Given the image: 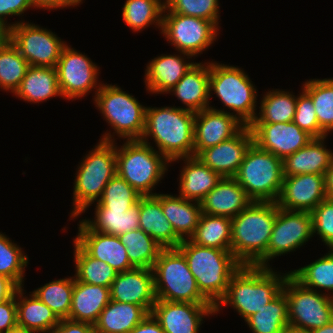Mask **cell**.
Listing matches in <instances>:
<instances>
[{"label":"cell","instance_id":"cell-1","mask_svg":"<svg viewBox=\"0 0 333 333\" xmlns=\"http://www.w3.org/2000/svg\"><path fill=\"white\" fill-rule=\"evenodd\" d=\"M289 274L290 271L284 274L271 267L242 265L231 277L224 297L215 306V314L222 307L231 306L245 321L282 291Z\"/></svg>","mask_w":333,"mask_h":333},{"label":"cell","instance_id":"cell-2","mask_svg":"<svg viewBox=\"0 0 333 333\" xmlns=\"http://www.w3.org/2000/svg\"><path fill=\"white\" fill-rule=\"evenodd\" d=\"M195 114L181 106L146 108L145 129L141 141L149 138L170 163L178 158L193 157Z\"/></svg>","mask_w":333,"mask_h":333},{"label":"cell","instance_id":"cell-3","mask_svg":"<svg viewBox=\"0 0 333 333\" xmlns=\"http://www.w3.org/2000/svg\"><path fill=\"white\" fill-rule=\"evenodd\" d=\"M276 214V202L252 201L231 219V252L242 265L254 266L267 253Z\"/></svg>","mask_w":333,"mask_h":333},{"label":"cell","instance_id":"cell-4","mask_svg":"<svg viewBox=\"0 0 333 333\" xmlns=\"http://www.w3.org/2000/svg\"><path fill=\"white\" fill-rule=\"evenodd\" d=\"M177 248L184 254L199 291L215 307L242 264L231 250L202 247L189 239L183 240Z\"/></svg>","mask_w":333,"mask_h":333},{"label":"cell","instance_id":"cell-5","mask_svg":"<svg viewBox=\"0 0 333 333\" xmlns=\"http://www.w3.org/2000/svg\"><path fill=\"white\" fill-rule=\"evenodd\" d=\"M209 75V99L213 93L216 94L225 109L230 111L217 109L212 105L209 108L227 112L245 126H250L257 114L258 90L248 74L238 66L209 61Z\"/></svg>","mask_w":333,"mask_h":333},{"label":"cell","instance_id":"cell-6","mask_svg":"<svg viewBox=\"0 0 333 333\" xmlns=\"http://www.w3.org/2000/svg\"><path fill=\"white\" fill-rule=\"evenodd\" d=\"M73 183V220L98 201L104 188L117 173L115 142L101 141L83 157Z\"/></svg>","mask_w":333,"mask_h":333},{"label":"cell","instance_id":"cell-7","mask_svg":"<svg viewBox=\"0 0 333 333\" xmlns=\"http://www.w3.org/2000/svg\"><path fill=\"white\" fill-rule=\"evenodd\" d=\"M94 104L111 127L99 140L115 142L114 136L124 140H140L145 129L146 108L135 96L128 94L117 84L102 83L93 96ZM113 138V139H112Z\"/></svg>","mask_w":333,"mask_h":333},{"label":"cell","instance_id":"cell-8","mask_svg":"<svg viewBox=\"0 0 333 333\" xmlns=\"http://www.w3.org/2000/svg\"><path fill=\"white\" fill-rule=\"evenodd\" d=\"M123 143L117 146L115 141L117 174L141 196H154L155 186L162 183L171 163L152 144L141 140Z\"/></svg>","mask_w":333,"mask_h":333},{"label":"cell","instance_id":"cell-9","mask_svg":"<svg viewBox=\"0 0 333 333\" xmlns=\"http://www.w3.org/2000/svg\"><path fill=\"white\" fill-rule=\"evenodd\" d=\"M283 177L282 160L253 142L233 178L252 201L277 202Z\"/></svg>","mask_w":333,"mask_h":333},{"label":"cell","instance_id":"cell-10","mask_svg":"<svg viewBox=\"0 0 333 333\" xmlns=\"http://www.w3.org/2000/svg\"><path fill=\"white\" fill-rule=\"evenodd\" d=\"M157 300L210 303L199 291L184 254L163 248L152 268Z\"/></svg>","mask_w":333,"mask_h":333},{"label":"cell","instance_id":"cell-11","mask_svg":"<svg viewBox=\"0 0 333 333\" xmlns=\"http://www.w3.org/2000/svg\"><path fill=\"white\" fill-rule=\"evenodd\" d=\"M288 301L289 325L305 331L318 329L333 319V298L304 287L289 274L282 288Z\"/></svg>","mask_w":333,"mask_h":333},{"label":"cell","instance_id":"cell-12","mask_svg":"<svg viewBox=\"0 0 333 333\" xmlns=\"http://www.w3.org/2000/svg\"><path fill=\"white\" fill-rule=\"evenodd\" d=\"M160 33L176 51L193 58L209 49L220 34L211 21L179 13H163Z\"/></svg>","mask_w":333,"mask_h":333},{"label":"cell","instance_id":"cell-13","mask_svg":"<svg viewBox=\"0 0 333 333\" xmlns=\"http://www.w3.org/2000/svg\"><path fill=\"white\" fill-rule=\"evenodd\" d=\"M313 235V218L311 212L288 211L278 207L276 220L267 253L254 265L272 267L270 261L277 256L294 252L305 245Z\"/></svg>","mask_w":333,"mask_h":333},{"label":"cell","instance_id":"cell-14","mask_svg":"<svg viewBox=\"0 0 333 333\" xmlns=\"http://www.w3.org/2000/svg\"><path fill=\"white\" fill-rule=\"evenodd\" d=\"M69 46L63 48L55 67L62 98L69 101L81 99L92 89L96 94L102 85L98 80L100 67L87 55Z\"/></svg>","mask_w":333,"mask_h":333},{"label":"cell","instance_id":"cell-15","mask_svg":"<svg viewBox=\"0 0 333 333\" xmlns=\"http://www.w3.org/2000/svg\"><path fill=\"white\" fill-rule=\"evenodd\" d=\"M11 43L30 66L56 67L66 41L55 32L21 21L11 27Z\"/></svg>","mask_w":333,"mask_h":333},{"label":"cell","instance_id":"cell-16","mask_svg":"<svg viewBox=\"0 0 333 333\" xmlns=\"http://www.w3.org/2000/svg\"><path fill=\"white\" fill-rule=\"evenodd\" d=\"M151 314L165 333H199L204 318L215 315V307L211 303L156 300Z\"/></svg>","mask_w":333,"mask_h":333},{"label":"cell","instance_id":"cell-17","mask_svg":"<svg viewBox=\"0 0 333 333\" xmlns=\"http://www.w3.org/2000/svg\"><path fill=\"white\" fill-rule=\"evenodd\" d=\"M254 143L282 161L307 145L313 137L293 121L288 123H251Z\"/></svg>","mask_w":333,"mask_h":333},{"label":"cell","instance_id":"cell-18","mask_svg":"<svg viewBox=\"0 0 333 333\" xmlns=\"http://www.w3.org/2000/svg\"><path fill=\"white\" fill-rule=\"evenodd\" d=\"M326 198L325 175L300 174L283 177L276 203L284 210L311 212Z\"/></svg>","mask_w":333,"mask_h":333},{"label":"cell","instance_id":"cell-19","mask_svg":"<svg viewBox=\"0 0 333 333\" xmlns=\"http://www.w3.org/2000/svg\"><path fill=\"white\" fill-rule=\"evenodd\" d=\"M253 142L250 127L244 126L235 136L202 150L196 158L222 178L234 177Z\"/></svg>","mask_w":333,"mask_h":333},{"label":"cell","instance_id":"cell-20","mask_svg":"<svg viewBox=\"0 0 333 333\" xmlns=\"http://www.w3.org/2000/svg\"><path fill=\"white\" fill-rule=\"evenodd\" d=\"M110 300L142 306L151 314L157 300L153 270L134 268L117 273L110 287Z\"/></svg>","mask_w":333,"mask_h":333},{"label":"cell","instance_id":"cell-21","mask_svg":"<svg viewBox=\"0 0 333 333\" xmlns=\"http://www.w3.org/2000/svg\"><path fill=\"white\" fill-rule=\"evenodd\" d=\"M244 126L235 116L227 112L211 108L197 112L194 121L193 156L196 157L202 150L232 138Z\"/></svg>","mask_w":333,"mask_h":333},{"label":"cell","instance_id":"cell-22","mask_svg":"<svg viewBox=\"0 0 333 333\" xmlns=\"http://www.w3.org/2000/svg\"><path fill=\"white\" fill-rule=\"evenodd\" d=\"M89 256L109 264L117 273L134 269L126 247L118 236L91 231L79 220L78 234L73 239Z\"/></svg>","mask_w":333,"mask_h":333},{"label":"cell","instance_id":"cell-23","mask_svg":"<svg viewBox=\"0 0 333 333\" xmlns=\"http://www.w3.org/2000/svg\"><path fill=\"white\" fill-rule=\"evenodd\" d=\"M178 53L161 54L148 62L144 75L147 93L167 94L196 63L189 60L193 56Z\"/></svg>","mask_w":333,"mask_h":333},{"label":"cell","instance_id":"cell-24","mask_svg":"<svg viewBox=\"0 0 333 333\" xmlns=\"http://www.w3.org/2000/svg\"><path fill=\"white\" fill-rule=\"evenodd\" d=\"M209 62H196L167 94L175 95L186 107L197 113L210 107Z\"/></svg>","mask_w":333,"mask_h":333},{"label":"cell","instance_id":"cell-25","mask_svg":"<svg viewBox=\"0 0 333 333\" xmlns=\"http://www.w3.org/2000/svg\"><path fill=\"white\" fill-rule=\"evenodd\" d=\"M251 202L238 182L228 177L222 178L200 203L203 213L232 219Z\"/></svg>","mask_w":333,"mask_h":333},{"label":"cell","instance_id":"cell-26","mask_svg":"<svg viewBox=\"0 0 333 333\" xmlns=\"http://www.w3.org/2000/svg\"><path fill=\"white\" fill-rule=\"evenodd\" d=\"M326 139L327 136L313 138L303 148L285 158L282 161L283 176L300 174L325 175L333 160L332 150L325 145Z\"/></svg>","mask_w":333,"mask_h":333},{"label":"cell","instance_id":"cell-27","mask_svg":"<svg viewBox=\"0 0 333 333\" xmlns=\"http://www.w3.org/2000/svg\"><path fill=\"white\" fill-rule=\"evenodd\" d=\"M183 161L179 177V196L196 202L203 198L217 185L222 177L204 165L196 157L178 158L172 162Z\"/></svg>","mask_w":333,"mask_h":333},{"label":"cell","instance_id":"cell-28","mask_svg":"<svg viewBox=\"0 0 333 333\" xmlns=\"http://www.w3.org/2000/svg\"><path fill=\"white\" fill-rule=\"evenodd\" d=\"M154 196L161 202L162 211L175 233L182 240L190 239L203 214L201 203L179 195L156 193Z\"/></svg>","mask_w":333,"mask_h":333},{"label":"cell","instance_id":"cell-29","mask_svg":"<svg viewBox=\"0 0 333 333\" xmlns=\"http://www.w3.org/2000/svg\"><path fill=\"white\" fill-rule=\"evenodd\" d=\"M110 302V288L78 281L74 276L69 319L95 324Z\"/></svg>","mask_w":333,"mask_h":333},{"label":"cell","instance_id":"cell-30","mask_svg":"<svg viewBox=\"0 0 333 333\" xmlns=\"http://www.w3.org/2000/svg\"><path fill=\"white\" fill-rule=\"evenodd\" d=\"M140 228L163 248H177L183 241L165 217L161 202L155 196L139 199Z\"/></svg>","mask_w":333,"mask_h":333},{"label":"cell","instance_id":"cell-31","mask_svg":"<svg viewBox=\"0 0 333 333\" xmlns=\"http://www.w3.org/2000/svg\"><path fill=\"white\" fill-rule=\"evenodd\" d=\"M14 95L31 104H39L57 96L62 98L56 68L29 66Z\"/></svg>","mask_w":333,"mask_h":333},{"label":"cell","instance_id":"cell-32","mask_svg":"<svg viewBox=\"0 0 333 333\" xmlns=\"http://www.w3.org/2000/svg\"><path fill=\"white\" fill-rule=\"evenodd\" d=\"M148 314L142 306L110 300L94 324L95 333H130Z\"/></svg>","mask_w":333,"mask_h":333},{"label":"cell","instance_id":"cell-33","mask_svg":"<svg viewBox=\"0 0 333 333\" xmlns=\"http://www.w3.org/2000/svg\"><path fill=\"white\" fill-rule=\"evenodd\" d=\"M24 292L23 286L16 290L17 324L38 333H48L60 319L35 294L30 292L29 296H24Z\"/></svg>","mask_w":333,"mask_h":333},{"label":"cell","instance_id":"cell-34","mask_svg":"<svg viewBox=\"0 0 333 333\" xmlns=\"http://www.w3.org/2000/svg\"><path fill=\"white\" fill-rule=\"evenodd\" d=\"M94 210L92 220H81L91 231L119 236L140 228L139 201L128 210L108 209L105 206H95Z\"/></svg>","mask_w":333,"mask_h":333},{"label":"cell","instance_id":"cell-35","mask_svg":"<svg viewBox=\"0 0 333 333\" xmlns=\"http://www.w3.org/2000/svg\"><path fill=\"white\" fill-rule=\"evenodd\" d=\"M282 89L268 90L262 97L259 113L252 123H288L293 121L297 96Z\"/></svg>","mask_w":333,"mask_h":333},{"label":"cell","instance_id":"cell-36","mask_svg":"<svg viewBox=\"0 0 333 333\" xmlns=\"http://www.w3.org/2000/svg\"><path fill=\"white\" fill-rule=\"evenodd\" d=\"M189 240L202 247L231 250V218L203 213Z\"/></svg>","mask_w":333,"mask_h":333},{"label":"cell","instance_id":"cell-37","mask_svg":"<svg viewBox=\"0 0 333 333\" xmlns=\"http://www.w3.org/2000/svg\"><path fill=\"white\" fill-rule=\"evenodd\" d=\"M245 323L253 333H280L289 326L288 301L283 290Z\"/></svg>","mask_w":333,"mask_h":333},{"label":"cell","instance_id":"cell-38","mask_svg":"<svg viewBox=\"0 0 333 333\" xmlns=\"http://www.w3.org/2000/svg\"><path fill=\"white\" fill-rule=\"evenodd\" d=\"M290 274L304 287L319 293H323L325 290V295L333 298V249H329L326 254L314 262L291 270Z\"/></svg>","mask_w":333,"mask_h":333},{"label":"cell","instance_id":"cell-39","mask_svg":"<svg viewBox=\"0 0 333 333\" xmlns=\"http://www.w3.org/2000/svg\"><path fill=\"white\" fill-rule=\"evenodd\" d=\"M118 237L126 247L127 257L134 268H153L163 247L149 234L138 228Z\"/></svg>","mask_w":333,"mask_h":333},{"label":"cell","instance_id":"cell-40","mask_svg":"<svg viewBox=\"0 0 333 333\" xmlns=\"http://www.w3.org/2000/svg\"><path fill=\"white\" fill-rule=\"evenodd\" d=\"M75 278L91 285L111 287L117 272L106 262L89 256L74 240Z\"/></svg>","mask_w":333,"mask_h":333},{"label":"cell","instance_id":"cell-41","mask_svg":"<svg viewBox=\"0 0 333 333\" xmlns=\"http://www.w3.org/2000/svg\"><path fill=\"white\" fill-rule=\"evenodd\" d=\"M164 1L162 0H126L122 7V18L134 32L143 31L150 25L162 29Z\"/></svg>","mask_w":333,"mask_h":333},{"label":"cell","instance_id":"cell-42","mask_svg":"<svg viewBox=\"0 0 333 333\" xmlns=\"http://www.w3.org/2000/svg\"><path fill=\"white\" fill-rule=\"evenodd\" d=\"M312 99L319 127L328 135L333 131V78L309 79L302 88Z\"/></svg>","mask_w":333,"mask_h":333},{"label":"cell","instance_id":"cell-43","mask_svg":"<svg viewBox=\"0 0 333 333\" xmlns=\"http://www.w3.org/2000/svg\"><path fill=\"white\" fill-rule=\"evenodd\" d=\"M74 276L55 279L32 291L59 319H69Z\"/></svg>","mask_w":333,"mask_h":333},{"label":"cell","instance_id":"cell-44","mask_svg":"<svg viewBox=\"0 0 333 333\" xmlns=\"http://www.w3.org/2000/svg\"><path fill=\"white\" fill-rule=\"evenodd\" d=\"M14 241L0 232V275L12 280L18 287L24 286L25 267L29 258Z\"/></svg>","mask_w":333,"mask_h":333},{"label":"cell","instance_id":"cell-45","mask_svg":"<svg viewBox=\"0 0 333 333\" xmlns=\"http://www.w3.org/2000/svg\"><path fill=\"white\" fill-rule=\"evenodd\" d=\"M29 66L18 49L9 42L0 51V89L14 94Z\"/></svg>","mask_w":333,"mask_h":333},{"label":"cell","instance_id":"cell-46","mask_svg":"<svg viewBox=\"0 0 333 333\" xmlns=\"http://www.w3.org/2000/svg\"><path fill=\"white\" fill-rule=\"evenodd\" d=\"M142 196L117 173L111 178L103 190L101 198L94 203L108 209L128 210Z\"/></svg>","mask_w":333,"mask_h":333},{"label":"cell","instance_id":"cell-47","mask_svg":"<svg viewBox=\"0 0 333 333\" xmlns=\"http://www.w3.org/2000/svg\"><path fill=\"white\" fill-rule=\"evenodd\" d=\"M163 13H179L211 21L218 29L220 6L218 0H163Z\"/></svg>","mask_w":333,"mask_h":333},{"label":"cell","instance_id":"cell-48","mask_svg":"<svg viewBox=\"0 0 333 333\" xmlns=\"http://www.w3.org/2000/svg\"><path fill=\"white\" fill-rule=\"evenodd\" d=\"M293 122L313 138L328 136L320 127L311 97L302 89L297 95L296 111Z\"/></svg>","mask_w":333,"mask_h":333},{"label":"cell","instance_id":"cell-49","mask_svg":"<svg viewBox=\"0 0 333 333\" xmlns=\"http://www.w3.org/2000/svg\"><path fill=\"white\" fill-rule=\"evenodd\" d=\"M313 235L319 236L324 245L333 249V199L326 198L311 211Z\"/></svg>","mask_w":333,"mask_h":333},{"label":"cell","instance_id":"cell-50","mask_svg":"<svg viewBox=\"0 0 333 333\" xmlns=\"http://www.w3.org/2000/svg\"><path fill=\"white\" fill-rule=\"evenodd\" d=\"M31 7L33 8L31 0H0V23L13 27L15 24L24 20L9 23L6 20L7 17H12V15L20 17Z\"/></svg>","mask_w":333,"mask_h":333},{"label":"cell","instance_id":"cell-51","mask_svg":"<svg viewBox=\"0 0 333 333\" xmlns=\"http://www.w3.org/2000/svg\"><path fill=\"white\" fill-rule=\"evenodd\" d=\"M17 324V306L15 294L0 301V333H5Z\"/></svg>","mask_w":333,"mask_h":333},{"label":"cell","instance_id":"cell-52","mask_svg":"<svg viewBox=\"0 0 333 333\" xmlns=\"http://www.w3.org/2000/svg\"><path fill=\"white\" fill-rule=\"evenodd\" d=\"M48 333H95L94 325L87 322L60 319Z\"/></svg>","mask_w":333,"mask_h":333},{"label":"cell","instance_id":"cell-53","mask_svg":"<svg viewBox=\"0 0 333 333\" xmlns=\"http://www.w3.org/2000/svg\"><path fill=\"white\" fill-rule=\"evenodd\" d=\"M84 0H31L33 9L57 10L72 6H79Z\"/></svg>","mask_w":333,"mask_h":333},{"label":"cell","instance_id":"cell-54","mask_svg":"<svg viewBox=\"0 0 333 333\" xmlns=\"http://www.w3.org/2000/svg\"><path fill=\"white\" fill-rule=\"evenodd\" d=\"M130 333H165L152 314H148Z\"/></svg>","mask_w":333,"mask_h":333},{"label":"cell","instance_id":"cell-55","mask_svg":"<svg viewBox=\"0 0 333 333\" xmlns=\"http://www.w3.org/2000/svg\"><path fill=\"white\" fill-rule=\"evenodd\" d=\"M18 286L9 278L0 275V301L12 297Z\"/></svg>","mask_w":333,"mask_h":333},{"label":"cell","instance_id":"cell-56","mask_svg":"<svg viewBox=\"0 0 333 333\" xmlns=\"http://www.w3.org/2000/svg\"><path fill=\"white\" fill-rule=\"evenodd\" d=\"M11 42V27L0 23V51Z\"/></svg>","mask_w":333,"mask_h":333},{"label":"cell","instance_id":"cell-57","mask_svg":"<svg viewBox=\"0 0 333 333\" xmlns=\"http://www.w3.org/2000/svg\"><path fill=\"white\" fill-rule=\"evenodd\" d=\"M326 194L329 199H333V160L325 174Z\"/></svg>","mask_w":333,"mask_h":333},{"label":"cell","instance_id":"cell-58","mask_svg":"<svg viewBox=\"0 0 333 333\" xmlns=\"http://www.w3.org/2000/svg\"><path fill=\"white\" fill-rule=\"evenodd\" d=\"M5 333H38L32 329H28L27 327L21 326L19 324H16L14 327L9 329Z\"/></svg>","mask_w":333,"mask_h":333},{"label":"cell","instance_id":"cell-59","mask_svg":"<svg viewBox=\"0 0 333 333\" xmlns=\"http://www.w3.org/2000/svg\"><path fill=\"white\" fill-rule=\"evenodd\" d=\"M308 333H333V319L323 327L318 329L310 330Z\"/></svg>","mask_w":333,"mask_h":333},{"label":"cell","instance_id":"cell-60","mask_svg":"<svg viewBox=\"0 0 333 333\" xmlns=\"http://www.w3.org/2000/svg\"><path fill=\"white\" fill-rule=\"evenodd\" d=\"M280 333H308V332L289 325L286 328H284Z\"/></svg>","mask_w":333,"mask_h":333}]
</instances>
